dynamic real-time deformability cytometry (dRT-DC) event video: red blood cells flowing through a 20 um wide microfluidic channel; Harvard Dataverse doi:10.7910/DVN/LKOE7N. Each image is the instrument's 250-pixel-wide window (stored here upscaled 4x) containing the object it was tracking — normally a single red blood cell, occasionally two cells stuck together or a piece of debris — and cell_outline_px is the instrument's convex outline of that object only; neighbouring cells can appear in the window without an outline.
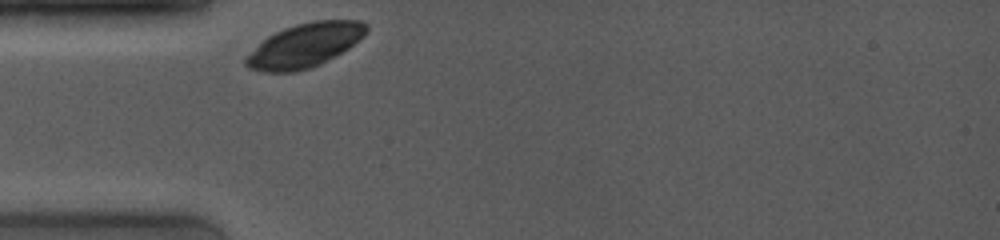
{"species": "common noctule bat (a hibernating species)", "species_latin": "Nyctalus noctula", "temperature_condition": "room temperature", "stored_images_in_passage": 12, "camera_frame_rate_fps": 4000, "um_per_image_px": 0.085, "animal": {"sex": "female", "body_mass_g": 19.0, "forearm_length_mm": 53.3}, "frame": {"image": 1, "passage_image": 1, "time_ms": 0.0, "image_size_px": [1000, 240], "cell_outline_px": [[368, 32], [364, 36], [348, 48], [320, 64], [312, 68], [296, 72], [264, 72], [252, 68], [244, 64], [244, 60], [268, 36], [284, 28], [312, 20], [360, 20], [368, 28]], "centroid_in_image_um": [25.94, 3.85], "position_along_channel_um": 59.1, "area_um2": 30.4}}